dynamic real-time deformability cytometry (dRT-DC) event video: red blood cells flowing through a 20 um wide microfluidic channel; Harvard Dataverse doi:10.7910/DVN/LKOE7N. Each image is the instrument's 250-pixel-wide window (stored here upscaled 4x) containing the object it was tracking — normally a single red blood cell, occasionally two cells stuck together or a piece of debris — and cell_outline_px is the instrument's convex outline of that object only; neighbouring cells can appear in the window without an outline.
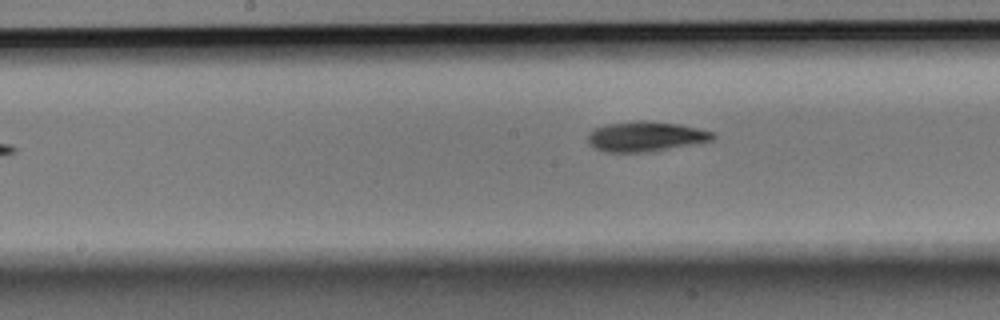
{"species": "Egyptian fruit bat (a non-hibernating species)", "species_latin": "Rousettus aegyptiacus", "temperature_condition": "room temperature", "stored_images_in_passage": 8, "camera_frame_rate_fps": 3000, "um_per_image_px": 0.085, "animal": {"sex": "male"}, "frame": {"image": 1, "passage_image": 8, "time_ms": 2.333, "image_size_px": [1000, 320], "cell_outline_px": [[716, 140], [644, 152], [604, 152], [592, 148], [588, 144], [588, 136], [596, 128], [608, 124], [640, 120], [644, 120], [680, 124], [712, 132], [716, 136]], "centroid_in_image_um": [54.87, 11.6], "position_along_channel_um": 193.3, "area_um2": 21.68}}